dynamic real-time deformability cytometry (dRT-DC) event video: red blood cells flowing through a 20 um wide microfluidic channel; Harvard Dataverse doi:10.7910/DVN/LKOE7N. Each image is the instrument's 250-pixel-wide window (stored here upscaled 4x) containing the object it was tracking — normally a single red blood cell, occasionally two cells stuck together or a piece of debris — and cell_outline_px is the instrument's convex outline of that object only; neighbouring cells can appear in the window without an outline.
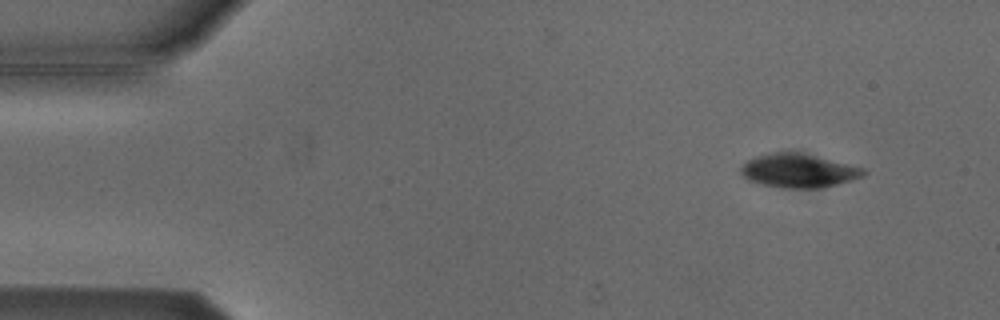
{"species": "Egyptian fruit bat (a non-hibernating species)", "species_latin": "Rousettus aegyptiacus", "temperature_condition": "cold", "stored_images_in_passage": 4, "camera_frame_rate_fps": 3000, "um_per_image_px": 0.085, "animal": {"sex": "male"}, "frame": {"image": 1, "passage_image": 2, "time_ms": 1.333, "image_size_px": [1000, 320], "cell_outline_px": [[868, 172], [864, 176], [852, 180], [824, 188], [780, 188], [748, 180], [740, 172], [740, 168], [748, 160], [756, 156], [772, 152], [804, 152], [864, 168]], "centroid_in_image_um": [67.92, 14.5], "position_along_channel_um": 17.1, "area_um2": 24.33}}